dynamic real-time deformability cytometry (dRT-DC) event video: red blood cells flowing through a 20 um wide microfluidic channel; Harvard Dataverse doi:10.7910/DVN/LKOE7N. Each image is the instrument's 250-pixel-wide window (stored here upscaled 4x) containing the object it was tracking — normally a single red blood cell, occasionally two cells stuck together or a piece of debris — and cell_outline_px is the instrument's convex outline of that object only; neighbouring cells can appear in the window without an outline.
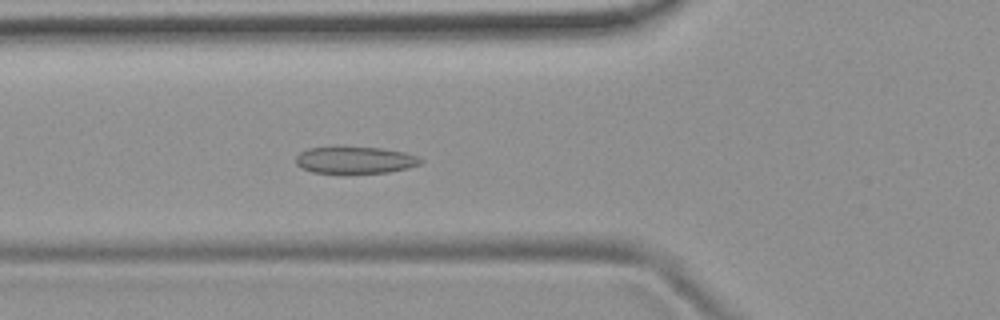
{"species": "common noctule bat (a hibernating species)", "species_latin": "Nyctalus noctula", "temperature_condition": "room temperature", "stored_images_in_passage": 54, "camera_frame_rate_fps": 3000, "um_per_image_px": 0.085, "animal": {"sex": "female", "body_mass_g": 19.9}, "frame": {"image": 1, "passage_image": 20, "time_ms": 6.333, "image_size_px": [1000, 320], "cell_outline_px": [[424, 160], [420, 164], [408, 168], [388, 172], [344, 176], [312, 172], [300, 168], [296, 164], [296, 156], [300, 152], [308, 148], [336, 144], [380, 148], [404, 152], [416, 156]], "centroid_in_image_um": [30.09, 13.61], "position_along_channel_um": 95.7, "area_um2": 21.15}}
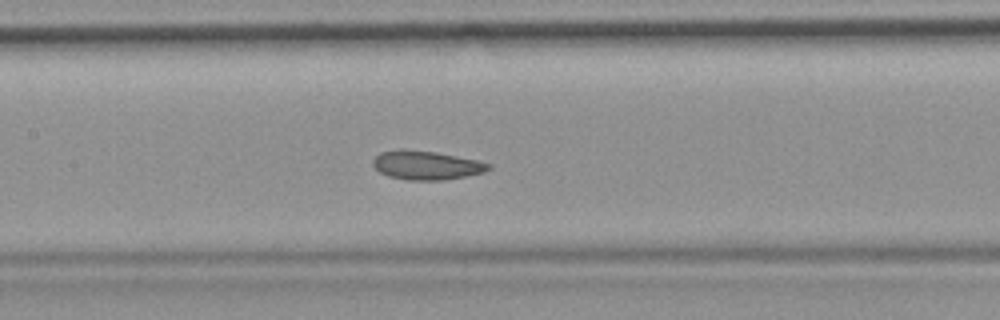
{"frame": {"image": 2, "passage_image": 26, "time_ms": 8.333, "image_size_px": [1000, 320], "cell_outline_px": [[492, 168], [484, 172], [444, 180], [408, 180], [388, 176], [380, 172], [372, 164], [372, 160], [380, 152], [400, 148], [404, 148], [436, 152], [476, 160], [492, 164]], "centroid_in_image_um": [36.22, 14.03], "position_along_channel_um": 171.2, "area_um2": 19.54}}
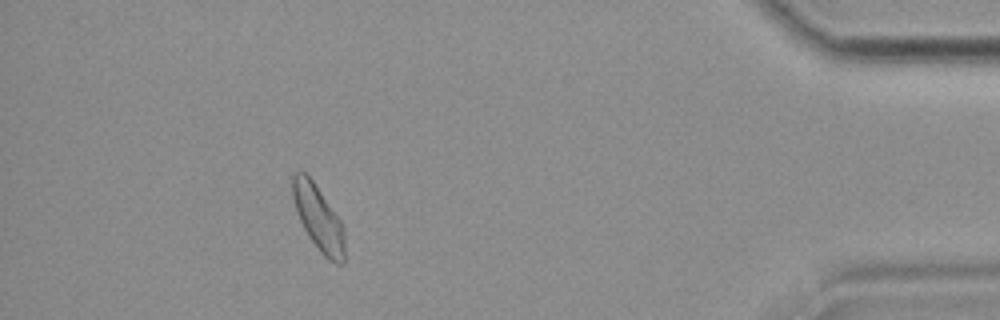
{"frame": {"image": 3, "passage_image": 49, "time_ms": 16.0, "image_size_px": [1000, 320], "cell_outline_px": [[344, 264], [336, 264], [328, 260], [320, 252], [308, 236], [296, 212], [292, 196], [292, 176], [296, 172], [304, 172], [312, 180], [340, 220], [344, 228]], "centroid_in_image_um": [27.06, 18.57], "position_along_channel_um": 408.1, "area_um2": 19.59}, "authors_computed_cell_mechanics": {"area_um2": 20.2011, "velocity_mm_per_s": 3.7695, "shape_relaxation_time_tau1_ms": null, "shape_relaxation_time_tau2_ms": 1.423, "deformation_change_tau1": null, "deformation_change_tau2": 0.0511}}